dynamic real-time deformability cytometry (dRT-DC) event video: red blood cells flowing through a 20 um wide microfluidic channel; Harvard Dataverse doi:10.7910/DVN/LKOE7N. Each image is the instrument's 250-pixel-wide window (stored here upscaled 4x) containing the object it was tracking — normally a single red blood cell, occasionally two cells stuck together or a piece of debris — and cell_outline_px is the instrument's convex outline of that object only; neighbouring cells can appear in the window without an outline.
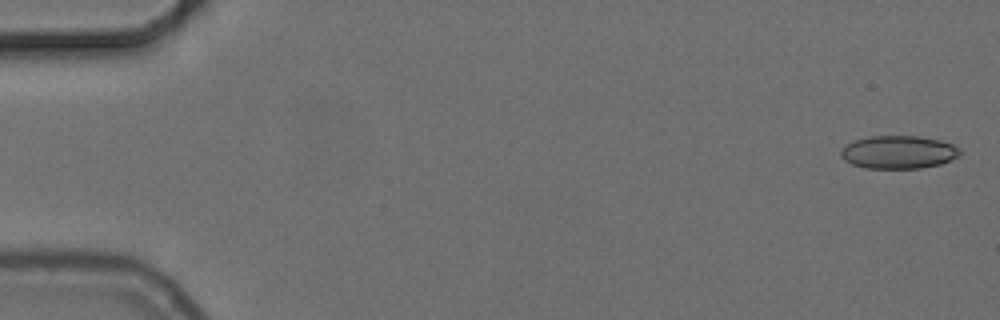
{"species": "common noctule bat (a hibernating species)", "species_latin": "Nyctalus noctula", "temperature_condition": "cold", "stored_images_in_passage": 55, "camera_frame_rate_fps": 3000, "um_per_image_px": 0.085, "animal": {"sex": "female", "body_mass_g": 24.6, "forearm_length_mm": 56.2}, "frame": {"image": 1, "passage_image": 1, "time_ms": 0.0, "image_size_px": [1000, 320], "cell_outline_px": [[960, 156], [940, 164], [920, 168], [864, 168], [852, 164], [844, 160], [840, 156], [840, 148], [844, 144], [856, 140], [872, 136], [920, 136], [940, 140], [952, 144], [960, 148]], "centroid_in_image_um": [76.35, 12.93], "position_along_channel_um": 8.7, "area_um2": 23.06}}
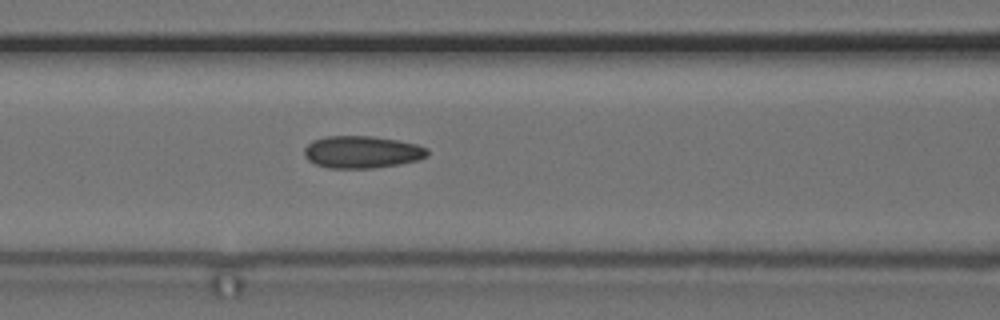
{"frame": {"image": 2, "passage_image": 23, "time_ms": 7.333, "image_size_px": [1000, 320], "cell_outline_px": [[428, 156], [416, 160], [400, 164], [372, 168], [328, 168], [316, 164], [308, 160], [304, 156], [304, 148], [312, 140], [324, 136], [372, 136], [400, 140], [416, 144], [428, 148]], "centroid_in_image_um": [30.76, 12.91], "position_along_channel_um": 135.8, "area_um2": 23.29}}
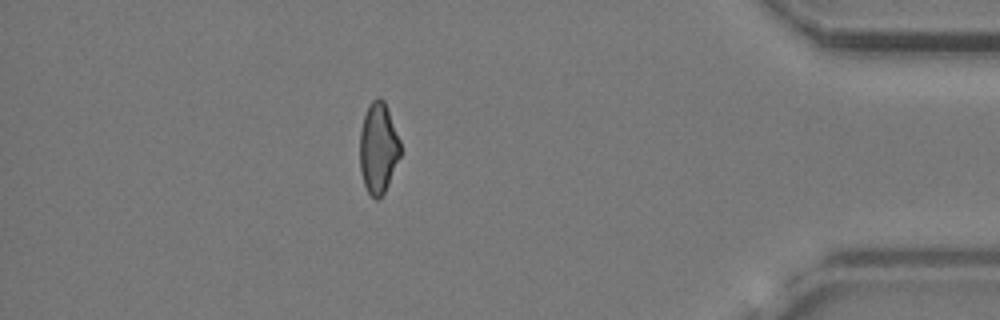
{"frame": {"image": 3, "passage_image": 48, "time_ms": 15.667, "image_size_px": [1000, 320], "cell_outline_px": [[400, 156], [388, 184], [380, 200], [376, 200], [368, 192], [364, 184], [360, 172], [360, 132], [364, 116], [372, 100], [376, 96], [380, 96], [384, 100], [388, 108], [400, 140]], "centroid_in_image_um": [32.15, 12.58], "position_along_channel_um": 403.0, "area_um2": 21.5}}